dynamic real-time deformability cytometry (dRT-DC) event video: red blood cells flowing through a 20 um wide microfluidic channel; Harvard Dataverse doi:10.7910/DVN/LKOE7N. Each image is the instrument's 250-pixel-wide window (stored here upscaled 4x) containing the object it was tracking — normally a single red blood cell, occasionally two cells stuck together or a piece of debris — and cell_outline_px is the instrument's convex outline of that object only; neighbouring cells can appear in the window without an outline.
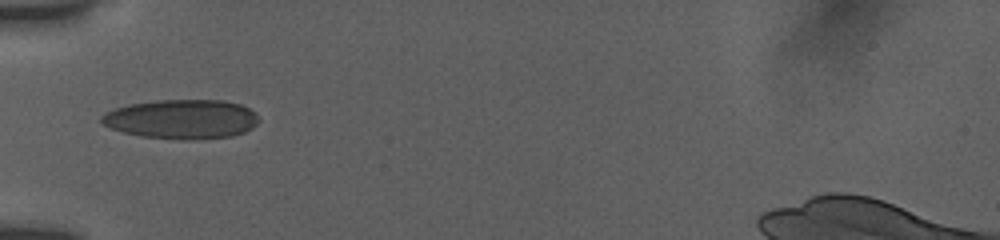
{"species": "human", "species_latin": "Homo sapiens", "temperature_condition": "room temperature", "stored_images_in_passage": 45, "camera_frame_rate_fps": 3000, "um_per_image_px": 0.085, "donor": {"sex": "female"}, "frame": {"image": 1, "passage_image": 1, "time_ms": 0.0, "image_size_px": [1000, 240], "cell_outline_px": [[260, 120], [252, 128], [244, 132], [232, 136], [192, 140], [184, 140], [140, 136], [124, 132], [112, 128], [104, 124], [100, 120], [100, 116], [116, 108], [128, 104], [156, 100], [224, 100], [240, 104], [248, 108]], "centroid_in_image_um": [15.45, 10.13], "position_along_channel_um": 69.6, "area_um2": 36.01}}
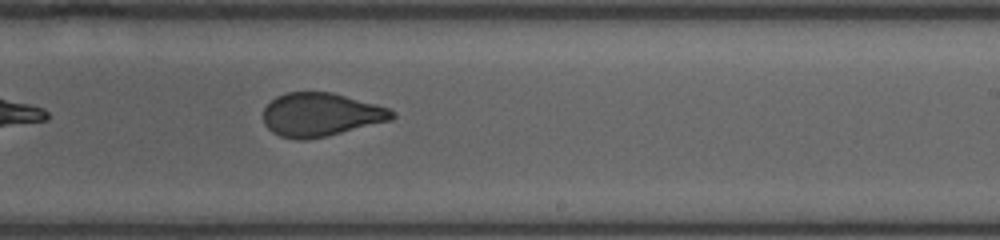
{"frame": {"image": 2, "passage_image": 20, "time_ms": 5.0, "image_size_px": [1000, 240], "cell_outline_px": [[396, 116], [392, 120], [328, 136], [308, 140], [296, 140], [280, 136], [272, 132], [264, 124], [264, 108], [276, 96], [288, 92], [332, 92], [376, 104], [388, 108], [396, 112]], "centroid_in_image_um": [27.28, 9.76], "position_along_channel_um": 261.7, "area_um2": 32.83}}
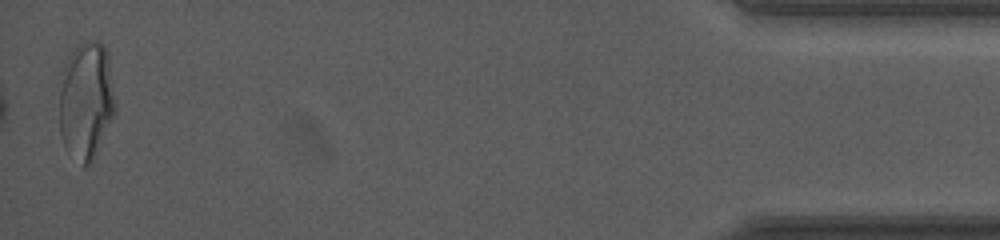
{"frame": {"image": 3, "passage_image": 44, "time_ms": 11.333, "image_size_px": [1000, 240], "cell_outline_px": [[116, 112], [92, 160], [88, 164], [84, 164], [64, 144], [60, 136], [60, 92], [64, 68], [68, 56], [80, 44], [88, 40], [92, 40], [104, 44], [108, 52], [116, 104]], "centroid_in_image_um": [7.36, 8.47], "position_along_channel_um": 427.8, "area_um2": 37.74}, "authors_computed_cell_mechanics": {"area_um2": 33.524, "velocity_mm_per_s": 3.8687, "shape_relaxation_time_tau1_ms": null, "shape_relaxation_time_tau2_ms": 0.9483, "deformation_change_tau1": null, "deformation_change_tau2": 0.0776}}